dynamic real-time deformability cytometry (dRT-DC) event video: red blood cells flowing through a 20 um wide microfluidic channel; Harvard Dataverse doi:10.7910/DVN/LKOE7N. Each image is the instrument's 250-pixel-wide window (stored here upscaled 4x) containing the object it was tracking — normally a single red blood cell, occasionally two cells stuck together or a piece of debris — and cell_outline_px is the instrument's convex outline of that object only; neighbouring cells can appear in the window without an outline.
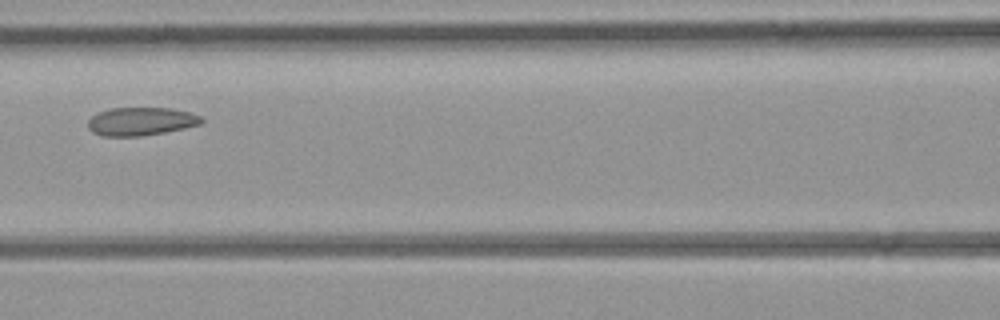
{"species": "common noctule bat (a hibernating species)", "species_latin": "Nyctalus noctula", "temperature_condition": "room temperature", "stored_images_in_passage": 6, "camera_frame_rate_fps": 3000, "um_per_image_px": 0.085, "animal": {"sex": "female", "body_mass_g": 21.9}, "frame": {"image": 1, "passage_image": 6, "time_ms": 8.0, "image_size_px": [1000, 320], "cell_outline_px": [[204, 120], [200, 124], [184, 128], [164, 132], [140, 136], [100, 136], [92, 132], [88, 128], [88, 120], [96, 112], [112, 108], [168, 108], [192, 112], [200, 116]], "centroid_in_image_um": [11.95, 10.31], "position_along_channel_um": 154.6, "area_um2": 18.73}}